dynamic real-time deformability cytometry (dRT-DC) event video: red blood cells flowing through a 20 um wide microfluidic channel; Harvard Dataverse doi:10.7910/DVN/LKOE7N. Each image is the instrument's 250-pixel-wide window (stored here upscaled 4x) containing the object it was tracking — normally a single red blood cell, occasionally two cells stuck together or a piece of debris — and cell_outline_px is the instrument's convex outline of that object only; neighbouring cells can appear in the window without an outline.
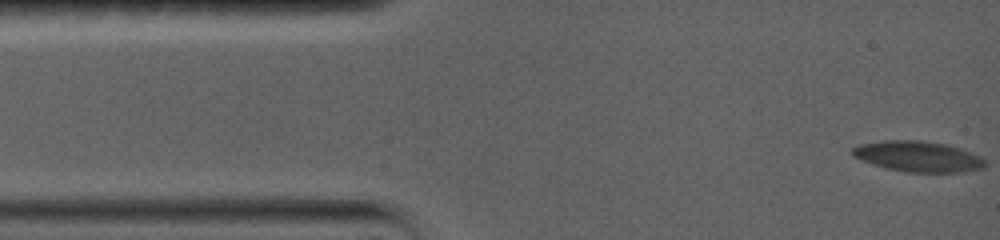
{"species": "common noctule bat (a hibernating species)", "species_latin": "Nyctalus noctula", "temperature_condition": "warm", "stored_images_in_passage": 52, "camera_frame_rate_fps": 5000, "um_per_image_px": 0.085, "animal": {"sex": "female", "body_mass_g": 19.0, "forearm_length_mm": 56.7}, "frame": {"image": 1, "passage_image": 1, "time_ms": 0.0, "image_size_px": [1000, 240], "cell_outline_px": [[984, 168], [964, 172], [904, 172], [884, 168], [872, 164], [852, 156], [852, 148], [860, 144], [884, 140], [920, 140], [948, 144], [960, 148], [980, 156], [984, 160]], "centroid_in_image_um": [78.02, 13.3], "position_along_channel_um": 7.0, "area_um2": 23.81}}
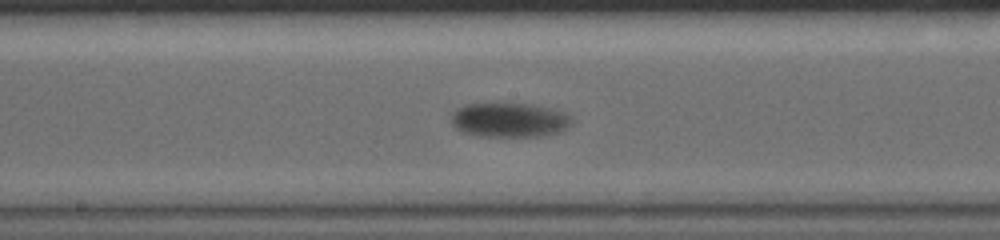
{"frame": {"image": 2, "passage_image": 23, "time_ms": 8.6, "image_size_px": [1000, 240], "cell_outline_px": [[572, 124], [560, 132], [544, 136], [480, 136], [460, 132], [452, 124], [452, 112], [456, 108], [464, 104], [496, 100], [532, 104], [552, 108], [564, 112], [572, 116]], "centroid_in_image_um": [43.27, 10.14], "position_along_channel_um": 204.9, "area_um2": 25.37}}
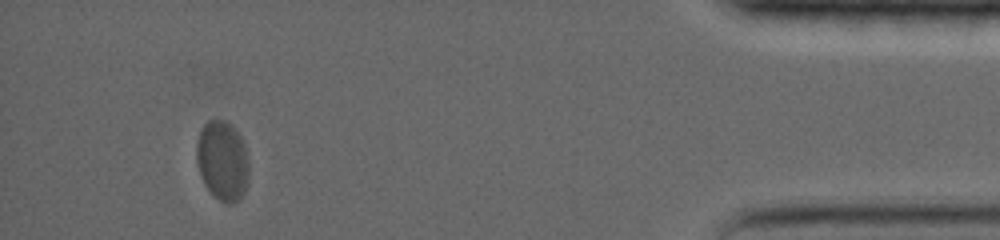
{"frame": {"image": 3, "passage_image": 45, "time_ms": 17.4, "image_size_px": [1000, 240], "cell_outline_px": [[248, 176], [244, 192], [232, 204], [228, 204], [220, 200], [204, 184], [200, 176], [196, 164], [196, 140], [200, 128], [208, 120], [224, 120], [232, 124], [240, 136], [244, 144], [248, 164]], "centroid_in_image_um": [18.87, 13.61], "position_along_channel_um": 416.3, "area_um2": 24.39}, "authors_computed_cell_mechanics": {"area_um2": 24.1893, "velocity_mm_per_s": 3.2583, "shape_relaxation_time_tau1_ms": 1.6778, "shape_relaxation_time_tau2_ms": null, "deformation_change_tau1": 0.0983, "deformation_change_tau2": null}}